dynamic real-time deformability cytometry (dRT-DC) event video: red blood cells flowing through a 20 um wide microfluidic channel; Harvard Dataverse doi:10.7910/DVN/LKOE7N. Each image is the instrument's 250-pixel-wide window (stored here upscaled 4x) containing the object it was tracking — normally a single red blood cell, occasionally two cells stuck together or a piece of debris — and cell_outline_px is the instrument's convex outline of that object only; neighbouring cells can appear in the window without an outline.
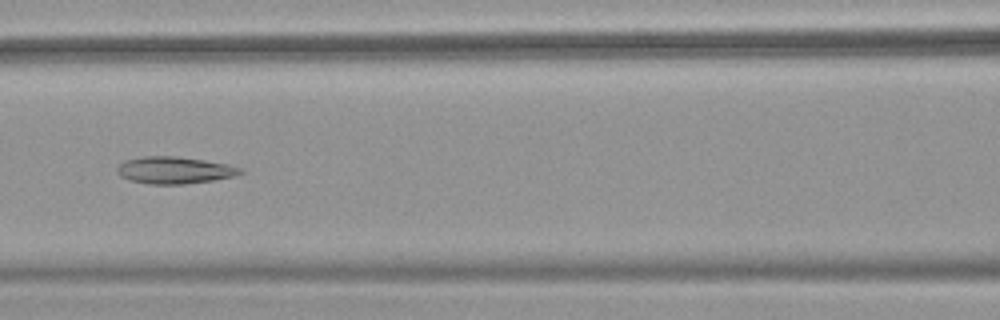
{"species": "common noctule bat (a hibernating species)", "species_latin": "Nyctalus noctula", "temperature_condition": "warm", "stored_images_in_passage": 40, "camera_frame_rate_fps": 3000, "um_per_image_px": 0.085, "animal": {"sex": "female", "body_mass_g": 18.4}, "frame": {"image": 1, "passage_image": 12, "time_ms": 3.667, "image_size_px": [1000, 320], "cell_outline_px": [[244, 172], [236, 176], [212, 180], [184, 184], [148, 184], [128, 180], [120, 176], [116, 172], [116, 168], [124, 160], [144, 156], [176, 156], [204, 160], [228, 164], [244, 168]], "centroid_in_image_um": [14.83, 14.46], "position_along_channel_um": 151.8, "area_um2": 19.59}}
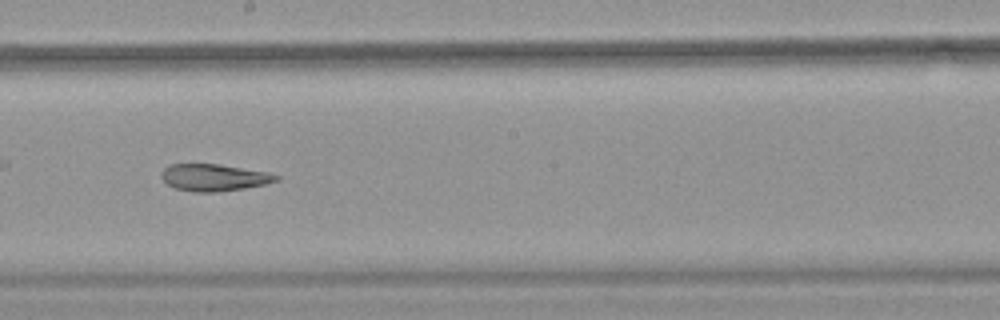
{"frame": {"image": 2, "passage_image": 18, "time_ms": 5.667, "image_size_px": [1000, 320], "cell_outline_px": [[280, 180], [264, 184], [244, 188], [216, 192], [192, 192], [176, 188], [168, 184], [160, 176], [160, 172], [168, 164], [220, 164], [268, 172], [280, 176]], "centroid_in_image_um": [18.18, 15.08], "position_along_channel_um": 230.0, "area_um2": 18.09}, "authors_computed_cell_mechanics": {"area_um2": 20.23, "velocity_mm_per_s": 3.9331, "shape_relaxation_time_tau1_ms": null, "shape_relaxation_time_tau2_ms": 2.6813, "deformation_change_tau1": null, "deformation_change_tau2": 0.0961}}